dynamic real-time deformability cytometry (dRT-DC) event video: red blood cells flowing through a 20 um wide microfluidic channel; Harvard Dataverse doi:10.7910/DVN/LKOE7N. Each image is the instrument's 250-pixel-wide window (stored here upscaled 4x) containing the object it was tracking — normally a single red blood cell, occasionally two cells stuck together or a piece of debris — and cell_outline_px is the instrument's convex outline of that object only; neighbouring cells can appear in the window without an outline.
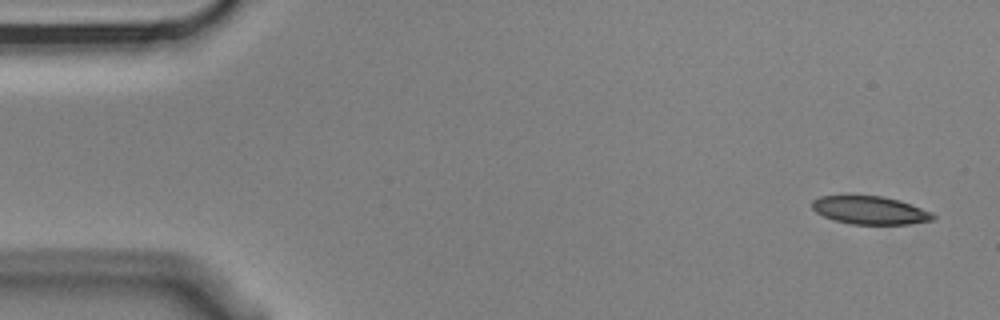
{"species": "Egyptian fruit bat (a non-hibernating species)", "species_latin": "Rousettus aegyptiacus", "temperature_condition": "cold", "stored_images_in_passage": 5, "camera_frame_rate_fps": 3000, "um_per_image_px": 0.085, "animal": {"sex": "male"}, "frame": {"image": 1, "passage_image": 1, "time_ms": 0.0, "image_size_px": [1000, 320], "cell_outline_px": [[936, 220], [908, 224], [852, 224], [836, 220], [824, 216], [816, 212], [812, 208], [812, 200], [820, 196], [884, 196], [900, 200], [932, 212], [936, 216]], "centroid_in_image_um": [74.0, 17.87], "position_along_channel_um": 11.0, "area_um2": 19.77}}
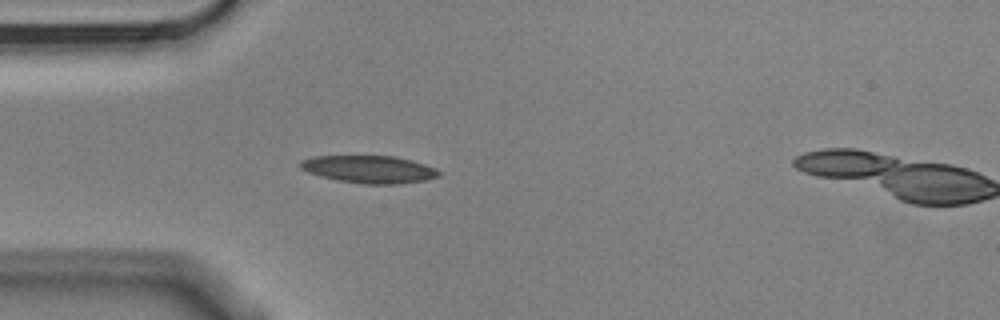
{"frame": {"image": 2, "passage_image": 4, "time_ms": 1.0, "image_size_px": [1000, 320], "cell_outline_px": [[440, 176], [424, 180], [400, 184], [364, 184], [336, 180], [320, 176], [308, 172], [300, 168], [300, 160], [312, 156], [392, 156], [412, 160], [436, 168], [440, 172]], "centroid_in_image_um": [31.37, 14.39], "position_along_channel_um": 53.6, "area_um2": 22.25}}